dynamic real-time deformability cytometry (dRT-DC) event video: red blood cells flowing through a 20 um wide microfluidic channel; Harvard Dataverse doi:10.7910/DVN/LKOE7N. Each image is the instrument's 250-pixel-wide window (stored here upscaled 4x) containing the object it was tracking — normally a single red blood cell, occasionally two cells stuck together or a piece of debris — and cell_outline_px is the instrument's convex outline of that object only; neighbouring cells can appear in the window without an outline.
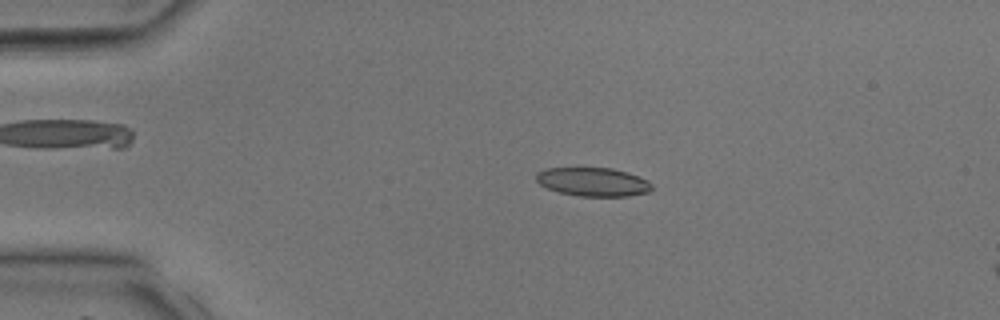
{"species": "common noctule bat (a hibernating species)", "species_latin": "Nyctalus noctula", "temperature_condition": "room temperature", "stored_images_in_passage": 38, "camera_frame_rate_fps": 3000, "um_per_image_px": 0.085, "animal": {"sex": "male", "body_mass_g": 17.9, "forearm_length_mm": 54.2}, "frame": {"image": 1, "passage_image": 8, "time_ms": 2.333, "image_size_px": [1000, 320], "cell_outline_px": [[652, 188], [648, 192], [628, 196], [580, 196], [560, 192], [548, 188], [540, 184], [536, 180], [536, 172], [548, 168], [612, 168], [628, 172], [648, 180], [652, 184]], "centroid_in_image_um": [50.42, 15.45], "position_along_channel_um": 34.6, "area_um2": 19.25}}
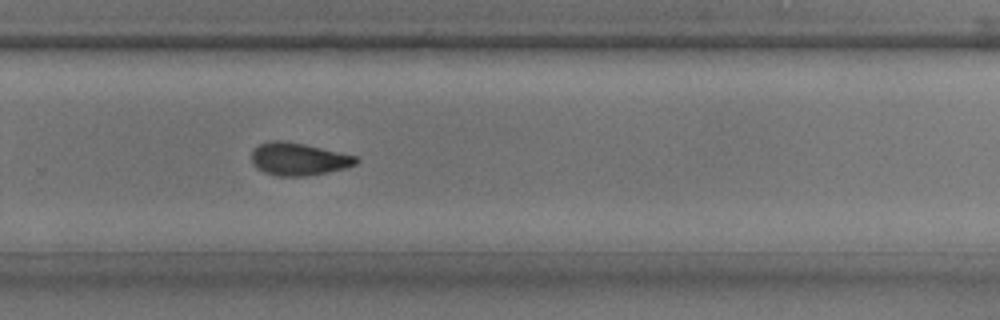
{"frame": {"image": 2, "passage_image": 26, "time_ms": 8.333, "image_size_px": [1000, 320], "cell_outline_px": [[360, 160], [356, 164], [344, 168], [304, 176], [276, 176], [264, 172], [256, 168], [252, 164], [252, 152], [260, 144], [272, 140], [284, 140], [304, 144], [360, 156]], "centroid_in_image_um": [25.39, 13.51], "position_along_channel_um": 304.4, "area_um2": 19.88}}
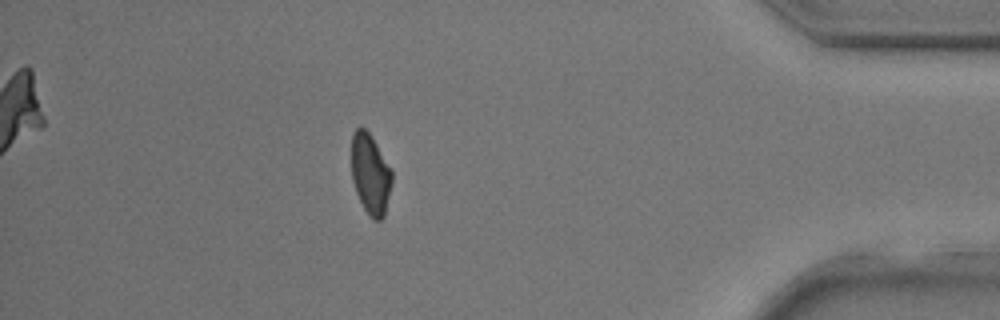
{"frame": {"image": 3, "passage_image": 34, "time_ms": 11.0, "image_size_px": [1000, 320], "cell_outline_px": [[392, 180], [384, 216], [380, 220], [372, 220], [368, 216], [356, 192], [352, 180], [352, 132], [360, 124], [372, 136], [392, 168]], "centroid_in_image_um": [31.48, 14.76], "position_along_channel_um": 403.7, "area_um2": 19.19}}